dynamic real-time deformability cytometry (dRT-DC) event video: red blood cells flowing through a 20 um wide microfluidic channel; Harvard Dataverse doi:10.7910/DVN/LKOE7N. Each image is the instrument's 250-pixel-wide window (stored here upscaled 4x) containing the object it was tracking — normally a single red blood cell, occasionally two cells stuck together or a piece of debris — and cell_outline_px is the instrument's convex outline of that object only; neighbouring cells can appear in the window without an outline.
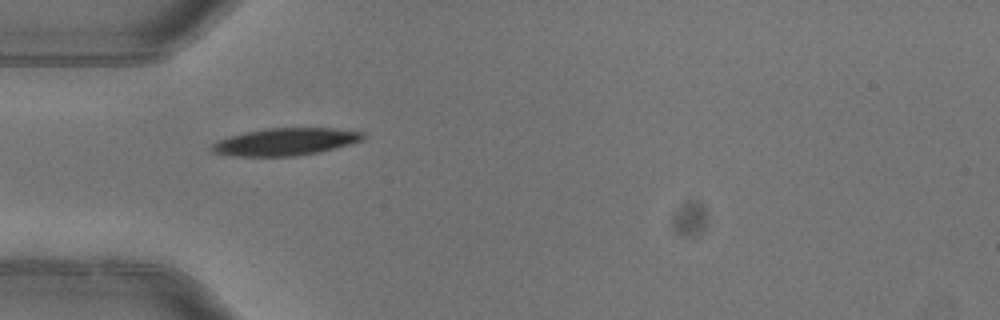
{"species": "common noctule bat (a hibernating species)", "species_latin": "Nyctalus noctula", "temperature_condition": "warm", "stored_images_in_passage": 2, "camera_frame_rate_fps": 3000, "um_per_image_px": 0.085, "animal": {"sex": "female"}, "frame": {"image": 1, "passage_image": 1, "time_ms": 0.0, "image_size_px": [1000, 320], "cell_outline_px": [[364, 140], [316, 152], [296, 156], [236, 156], [212, 152], [212, 144], [216, 140], [228, 136], [244, 132], [264, 128], [332, 128], [364, 132]], "centroid_in_image_um": [24.21, 12.04], "position_along_channel_um": 60.8, "area_um2": 23.93}}